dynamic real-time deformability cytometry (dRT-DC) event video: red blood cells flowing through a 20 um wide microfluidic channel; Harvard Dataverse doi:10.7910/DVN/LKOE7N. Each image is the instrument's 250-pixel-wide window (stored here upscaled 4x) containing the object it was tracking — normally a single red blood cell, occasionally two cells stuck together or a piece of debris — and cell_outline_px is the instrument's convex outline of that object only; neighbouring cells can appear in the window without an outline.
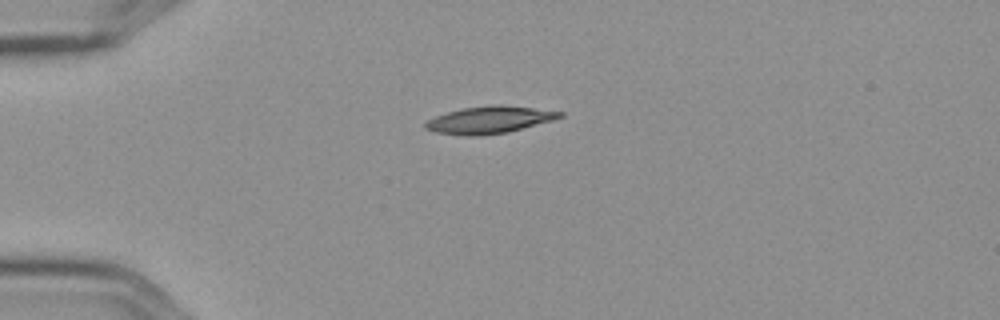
{"species": "Egyptian fruit bat (a non-hibernating species)", "species_latin": "Rousettus aegyptiacus", "temperature_condition": "cold", "stored_images_in_passage": 3, "camera_frame_rate_fps": 3000, "um_per_image_px": 0.085, "frame": {"image": 1, "passage_image": 1, "time_ms": 0.0, "image_size_px": [1000, 320], "cell_outline_px": [[564, 116], [552, 120], [508, 132], [472, 136], [468, 136], [436, 132], [424, 128], [424, 124], [428, 120], [436, 116], [460, 108], [488, 104], [500, 104], [564, 112]], "centroid_in_image_um": [41.58, 10.17], "position_along_channel_um": 43.4, "area_um2": 21.15}}
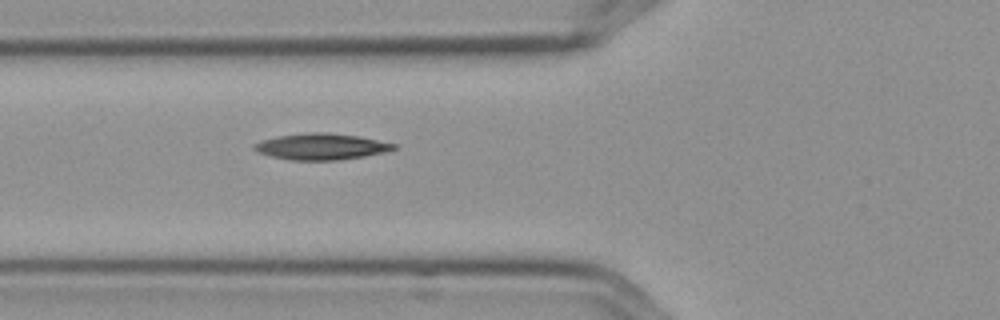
{"frame": {"image": 2, "passage_image": 3, "time_ms": 0.667, "image_size_px": [1000, 320], "cell_outline_px": [[396, 148], [384, 152], [364, 156], [340, 160], [292, 160], [272, 156], [256, 152], [252, 148], [252, 144], [260, 140], [280, 136], [304, 132], [328, 132], [360, 136], [396, 144]], "centroid_in_image_um": [27.27, 12.45], "position_along_channel_um": 98.5, "area_um2": 21.44}}